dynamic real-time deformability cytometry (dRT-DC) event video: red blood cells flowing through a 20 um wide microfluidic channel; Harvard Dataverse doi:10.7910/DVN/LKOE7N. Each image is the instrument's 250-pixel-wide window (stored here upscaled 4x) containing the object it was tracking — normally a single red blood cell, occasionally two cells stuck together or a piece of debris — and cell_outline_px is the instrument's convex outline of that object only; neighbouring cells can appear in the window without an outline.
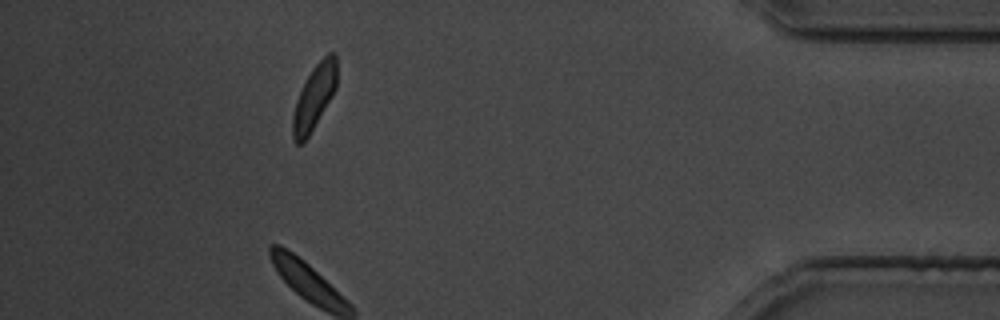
{"species": "common noctule bat (a hibernating species)", "species_latin": "Nyctalus noctula", "temperature_condition": "cold", "stored_images_in_passage": 25, "camera_frame_rate_fps": 3000, "um_per_image_px": 0.085, "animal": {"sex": "male", "body_mass_g": 19.5, "forearm_length_mm": 54.6}, "frame": {"image": 1, "passage_image": 22, "time_ms": 25.667, "image_size_px": [1000, 320], "cell_outline_px": [[336, 88], [332, 96], [308, 136], [300, 144], [296, 144], [292, 140], [292, 116], [296, 100], [312, 68], [328, 52], [336, 52]], "centroid_in_image_um": [26.7, 8.26], "position_along_channel_um": 408.5, "area_um2": 16.36}}